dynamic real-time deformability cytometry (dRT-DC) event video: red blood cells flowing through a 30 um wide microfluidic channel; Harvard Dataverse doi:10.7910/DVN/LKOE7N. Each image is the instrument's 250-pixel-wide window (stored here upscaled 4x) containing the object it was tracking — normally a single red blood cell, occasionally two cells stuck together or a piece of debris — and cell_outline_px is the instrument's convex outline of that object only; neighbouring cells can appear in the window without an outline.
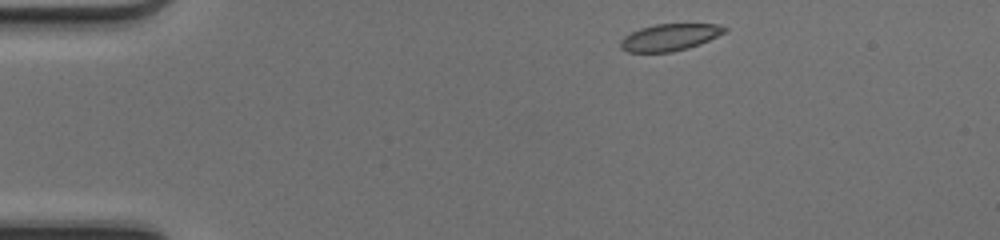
{"species": "common noctule bat (a hibernating species)", "species_latin": "Nyctalus noctula", "temperature_condition": "cold", "stored_images_in_passage": 41, "camera_frame_rate_fps": 3000, "um_per_image_px": 0.085, "animal": {"sex": "female", "body_mass_g": 17.0, "forearm_length_mm": 48.0}, "frame": {"image": 1, "passage_image": 1, "time_ms": 0.0, "image_size_px": [1000, 240], "cell_outline_px": [[728, 28], [724, 32], [700, 44], [688, 48], [672, 52], [628, 52], [620, 48], [620, 40], [624, 36], [640, 28], [656, 24], [716, 24]], "centroid_in_image_um": [56.88, 3.17], "position_along_channel_um": 28.1, "area_um2": 16.18}}
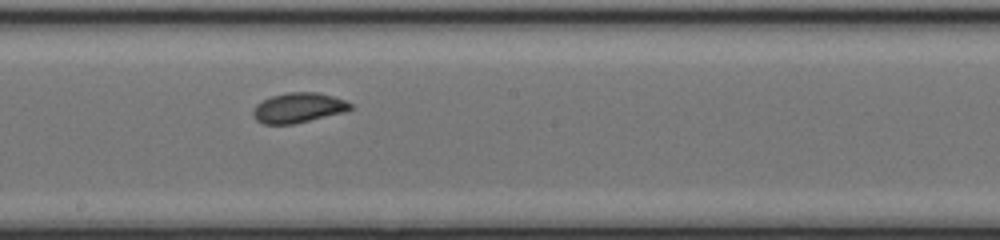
{"frame": {"image": 2, "passage_image": 20, "time_ms": 6.333, "image_size_px": [1000, 240], "cell_outline_px": [[352, 108], [344, 112], [292, 124], [264, 124], [256, 120], [252, 116], [252, 108], [256, 104], [272, 96], [288, 92], [316, 92], [332, 96], [344, 100], [352, 104]], "centroid_in_image_um": [25.32, 9.16], "position_along_channel_um": 222.9, "area_um2": 16.88}}
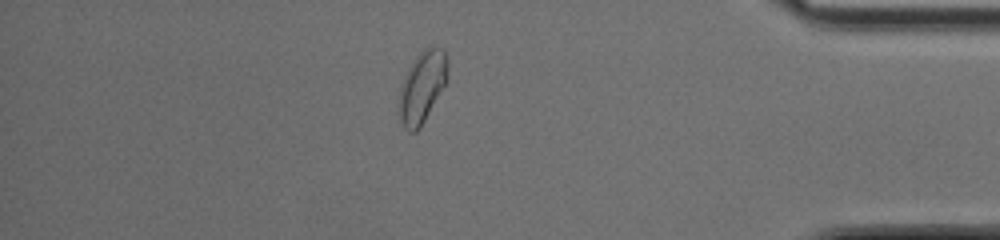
{"frame": {"image": 3, "passage_image": 35, "time_ms": 11.333, "image_size_px": [1000, 240], "cell_outline_px": [[448, 80], [420, 128], [416, 132], [408, 132], [404, 128], [400, 120], [400, 88], [404, 76], [412, 60], [424, 48], [444, 48], [448, 60]], "centroid_in_image_um": [35.91, 7.38], "position_along_channel_um": 399.3, "area_um2": 20.29}, "authors_computed_cell_mechanics": {"area_um2": 17.2822, "velocity_mm_per_s": 4.2148, "shape_relaxation_time_tau1_ms": 4.7299, "shape_relaxation_time_tau2_ms": 0.6036, "deformation_change_tau1": 0.1004, "deformation_change_tau2": 0.0348}}